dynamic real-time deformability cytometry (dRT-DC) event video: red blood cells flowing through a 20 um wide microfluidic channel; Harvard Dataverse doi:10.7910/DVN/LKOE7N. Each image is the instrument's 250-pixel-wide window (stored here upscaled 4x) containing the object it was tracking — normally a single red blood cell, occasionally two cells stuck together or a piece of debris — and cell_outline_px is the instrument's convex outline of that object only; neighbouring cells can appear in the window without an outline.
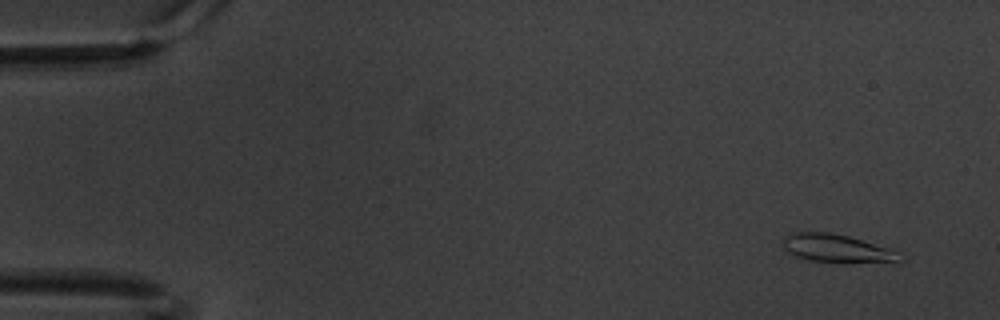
{"species": "common noctule bat (a hibernating species)", "species_latin": "Nyctalus noctula", "temperature_condition": "warm", "stored_images_in_passage": 5, "camera_frame_rate_fps": 3000, "um_per_image_px": 0.085, "animal": {"sex": "male", "body_mass_g": 20.1, "forearm_length_mm": 53.5}, "frame": {"image": 1, "passage_image": 1, "time_ms": 0.0, "image_size_px": [1000, 320], "cell_outline_px": [[904, 260], [852, 264], [840, 264], [808, 260], [796, 256], [788, 252], [784, 248], [784, 236], [796, 232], [828, 232], [848, 236], [888, 248], [900, 252]], "centroid_in_image_um": [71.16, 21.15], "position_along_channel_um": 13.8, "area_um2": 19.42}}